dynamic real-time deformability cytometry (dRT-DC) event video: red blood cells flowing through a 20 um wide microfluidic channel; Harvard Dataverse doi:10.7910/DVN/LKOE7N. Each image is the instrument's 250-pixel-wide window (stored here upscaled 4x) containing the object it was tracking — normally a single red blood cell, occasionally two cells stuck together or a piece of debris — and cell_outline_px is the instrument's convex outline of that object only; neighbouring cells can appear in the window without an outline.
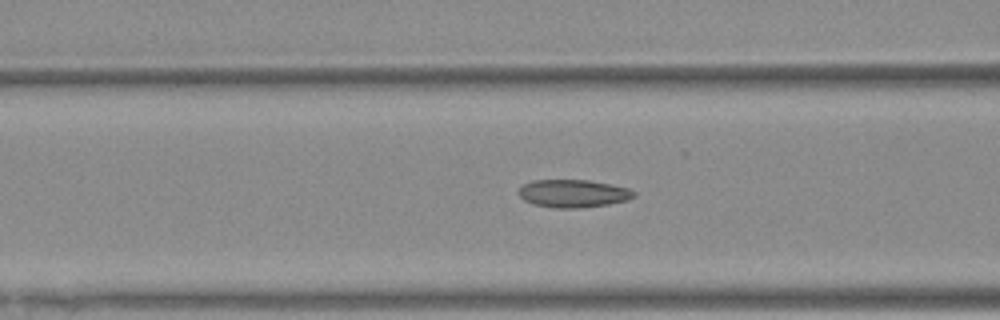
{"species": "Egyptian fruit bat (a non-hibernating species)", "species_latin": "Rousettus aegyptiacus", "temperature_condition": "warm", "stored_images_in_passage": 32, "camera_frame_rate_fps": 3000, "um_per_image_px": 0.085, "animal": {"sex": "female"}, "frame": {"image": 1, "passage_image": 11, "time_ms": 3.333, "image_size_px": [1000, 320], "cell_outline_px": [[636, 196], [628, 200], [608, 204], [580, 208], [552, 208], [532, 204], [524, 200], [520, 196], [520, 188], [524, 184], [532, 180], [588, 180], [628, 188], [636, 192]], "centroid_in_image_um": [48.73, 16.45], "position_along_channel_um": 117.9, "area_um2": 18.67}}
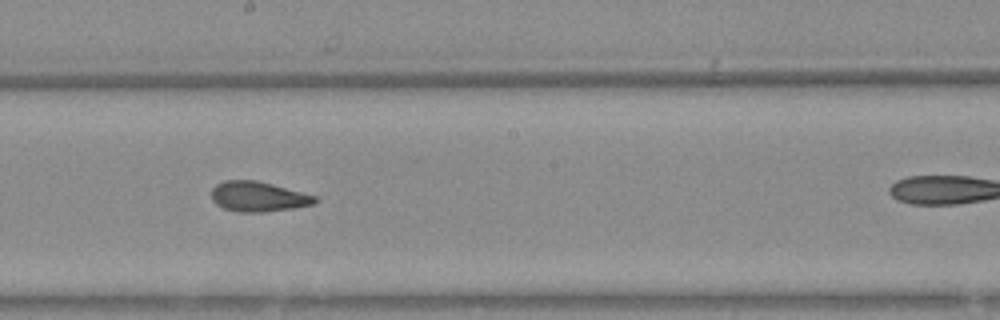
{"frame": {"image": 2, "passage_image": 19, "time_ms": 6.0, "image_size_px": [1000, 320], "cell_outline_px": [[316, 200], [312, 204], [292, 208], [260, 212], [240, 212], [224, 208], [216, 204], [212, 200], [212, 188], [216, 184], [224, 180], [256, 180], [272, 184], [316, 196]], "centroid_in_image_um": [21.89, 16.7], "position_along_channel_um": 226.3, "area_um2": 17.86}}
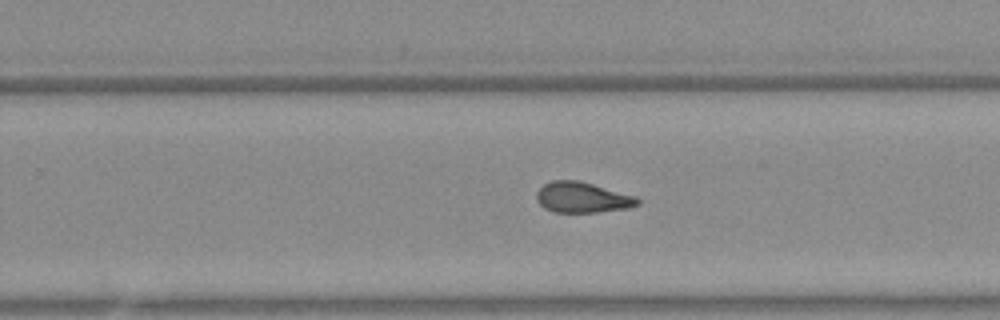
{"frame": {"image": 3, "passage_image": 23, "time_ms": 7.333, "image_size_px": [1000, 320], "cell_outline_px": [[640, 204], [628, 208], [596, 212], [552, 212], [544, 208], [536, 200], [536, 192], [544, 184], [552, 180], [580, 180], [636, 196], [640, 200]], "centroid_in_image_um": [49.49, 16.78], "position_along_channel_um": 280.3, "area_um2": 18.15}}